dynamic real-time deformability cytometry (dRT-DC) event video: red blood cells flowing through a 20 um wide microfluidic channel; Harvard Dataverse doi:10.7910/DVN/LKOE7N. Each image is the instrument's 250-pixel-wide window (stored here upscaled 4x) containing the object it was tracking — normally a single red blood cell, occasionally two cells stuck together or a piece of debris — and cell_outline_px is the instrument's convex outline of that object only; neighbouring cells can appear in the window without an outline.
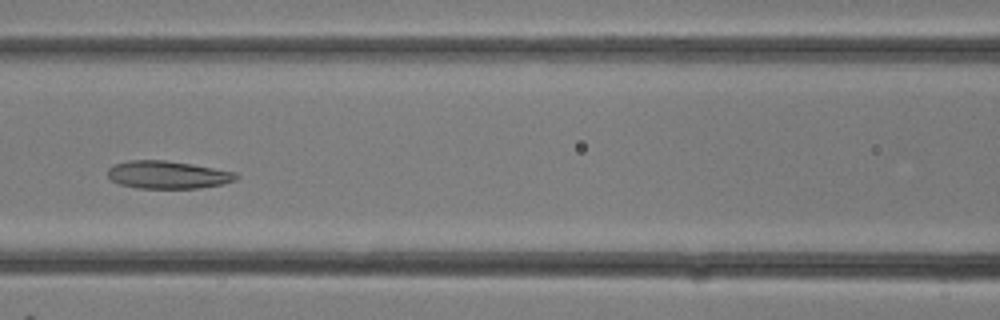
{"species": "common noctule bat (a hibernating species)", "species_latin": "Nyctalus noctula", "temperature_condition": "room temperature", "stored_images_in_passage": 30, "camera_frame_rate_fps": 3000, "um_per_image_px": 0.085, "animal": {"sex": "female"}, "frame": {"image": 1, "passage_image": 13, "time_ms": 4.0, "image_size_px": [1000, 320], "cell_outline_px": [[240, 176], [236, 180], [224, 184], [200, 188], [136, 188], [120, 184], [112, 180], [108, 176], [108, 168], [116, 164], [128, 160], [164, 160], [192, 164], [236, 172]], "centroid_in_image_um": [14.29, 14.86], "position_along_channel_um": 152.3, "area_um2": 20.81}}
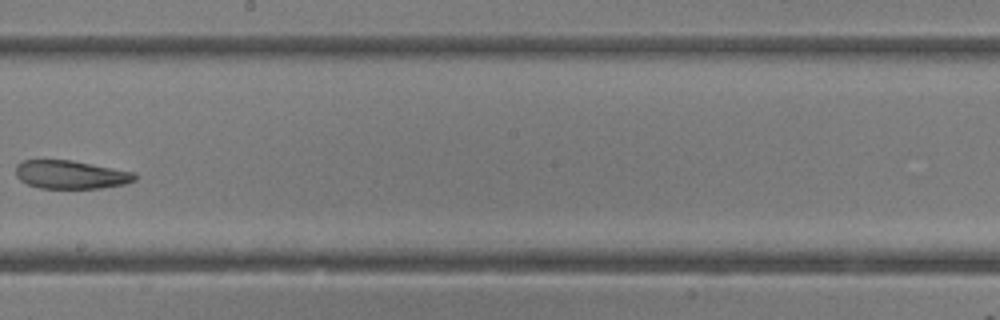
{"frame": {"image": 2, "passage_image": 17, "time_ms": 5.333, "image_size_px": [1000, 320], "cell_outline_px": [[136, 180], [124, 184], [100, 188], [40, 188], [28, 184], [20, 180], [16, 176], [16, 164], [20, 160], [72, 160], [136, 172]], "centroid_in_image_um": [6.01, 14.83], "position_along_channel_um": 242.2, "area_um2": 19.77}}
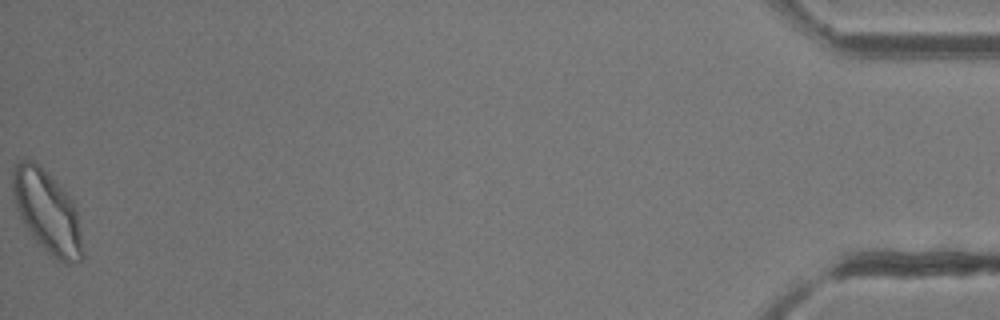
{"frame": {"image": 3, "passage_image": 30, "time_ms": 9.667, "image_size_px": [1000, 320], "cell_outline_px": [[84, 256], [80, 260], [68, 264], [52, 256], [32, 236], [24, 224], [16, 208], [12, 192], [12, 172], [16, 164], [20, 160], [32, 160], [72, 200], [76, 208], [84, 252]], "centroid_in_image_um": [4.0, 18.04], "position_along_channel_um": 431.2, "area_um2": 32.71}}